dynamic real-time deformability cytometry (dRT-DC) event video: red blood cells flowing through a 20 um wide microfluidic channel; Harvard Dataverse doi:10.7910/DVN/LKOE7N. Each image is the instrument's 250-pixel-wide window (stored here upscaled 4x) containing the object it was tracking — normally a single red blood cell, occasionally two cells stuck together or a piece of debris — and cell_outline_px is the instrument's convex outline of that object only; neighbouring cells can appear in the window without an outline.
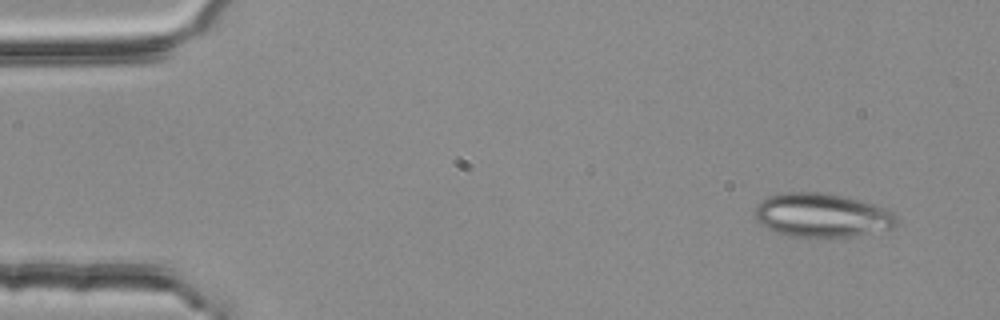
{"species": "common noctule bat (a hibernating species)", "species_latin": "Nyctalus noctula", "temperature_condition": "room temperature", "stored_images_in_passage": 4, "camera_frame_rate_fps": 3000, "um_per_image_px": 0.085, "animal": {"sex": "female", "body_mass_g": 25.1}, "frame": {"image": 1, "passage_image": 1, "time_ms": 0.0, "image_size_px": [1000, 320], "cell_outline_px": [[900, 224], [892, 228], [852, 236], [792, 236], [776, 232], [760, 224], [756, 220], [756, 204], [760, 200], [768, 196], [788, 192], [816, 192], [844, 196], [872, 204], [884, 208], [892, 212], [896, 216]], "centroid_in_image_um": [69.85, 18.29], "position_along_channel_um": 15.1, "area_um2": 35.84}}